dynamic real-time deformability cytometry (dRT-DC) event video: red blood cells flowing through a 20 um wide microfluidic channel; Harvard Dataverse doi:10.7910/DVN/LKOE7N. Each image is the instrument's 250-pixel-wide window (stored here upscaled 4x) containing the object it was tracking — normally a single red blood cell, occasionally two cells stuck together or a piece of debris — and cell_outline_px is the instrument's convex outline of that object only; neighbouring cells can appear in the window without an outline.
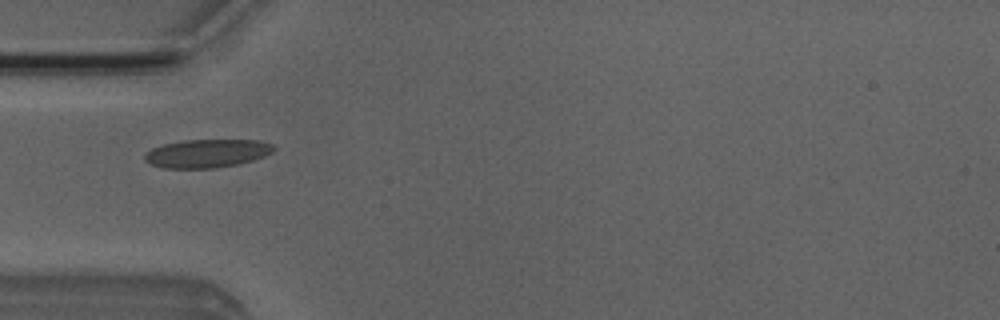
{"species": "Egyptian fruit bat (a non-hibernating species)", "species_latin": "Rousettus aegyptiacus", "temperature_condition": "room temperature", "stored_images_in_passage": 4, "camera_frame_rate_fps": 3000, "um_per_image_px": 0.085, "animal": {"sex": "male"}, "frame": {"image": 1, "passage_image": 1, "time_ms": 0.0, "image_size_px": [1000, 320], "cell_outline_px": [[276, 148], [272, 152], [264, 156], [240, 164], [212, 168], [164, 168], [152, 164], [144, 160], [144, 152], [152, 148], [164, 144], [184, 140], [260, 140], [276, 144]], "centroid_in_image_um": [17.62, 13.03], "position_along_channel_um": 67.4, "area_um2": 21.44}}
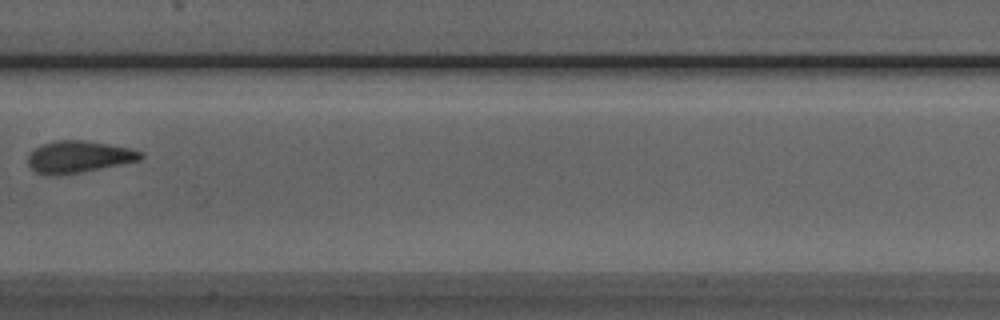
{"frame": {"image": 2, "passage_image": 4, "time_ms": 3.333, "image_size_px": [1000, 320], "cell_outline_px": [[144, 156], [140, 160], [60, 176], [48, 176], [36, 172], [28, 164], [28, 156], [36, 148], [44, 144], [56, 140], [84, 140], [108, 144], [128, 148], [144, 152]], "centroid_in_image_um": [6.68, 13.34], "position_along_channel_um": 200.7, "area_um2": 20.81}}